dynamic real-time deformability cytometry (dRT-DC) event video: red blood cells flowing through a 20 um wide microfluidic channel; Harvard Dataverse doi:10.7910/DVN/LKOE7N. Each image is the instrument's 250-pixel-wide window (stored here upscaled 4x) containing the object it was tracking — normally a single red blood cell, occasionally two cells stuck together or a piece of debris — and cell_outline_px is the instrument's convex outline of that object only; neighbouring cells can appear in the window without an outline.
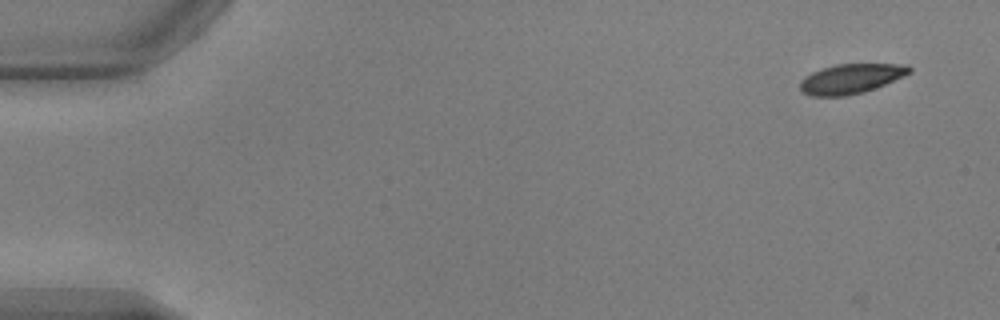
{"species": "common noctule bat (a hibernating species)", "species_latin": "Nyctalus noctula", "temperature_condition": "warm", "stored_images_in_passage": 51, "camera_frame_rate_fps": 3000, "um_per_image_px": 0.085, "animal": {"sex": "male", "body_mass_g": 17.9, "forearm_length_mm": 54.2}, "frame": {"image": 1, "passage_image": 1, "time_ms": 0.0, "image_size_px": [1000, 320], "cell_outline_px": [[912, 72], [876, 88], [864, 92], [844, 96], [812, 96], [800, 92], [800, 80], [804, 76], [812, 72], [836, 64], [908, 64], [912, 68]], "centroid_in_image_um": [72.32, 6.69], "position_along_channel_um": 12.7, "area_um2": 19.02}}
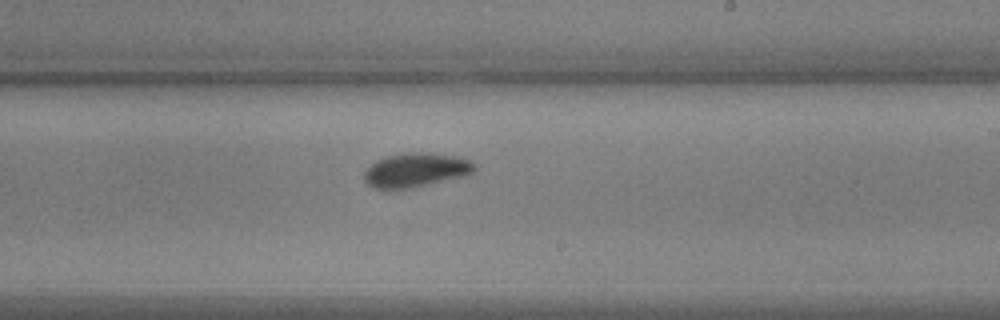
{"frame": {"image": 2, "passage_image": 30, "time_ms": 9.667, "image_size_px": [1000, 320], "cell_outline_px": [[476, 168], [472, 172], [464, 176], [412, 188], [372, 188], [364, 180], [364, 172], [376, 160], [388, 156], [416, 152], [428, 152], [460, 156], [472, 160], [476, 164]], "centroid_in_image_um": [35.4, 14.44], "position_along_channel_um": 253.6, "area_um2": 21.91}}
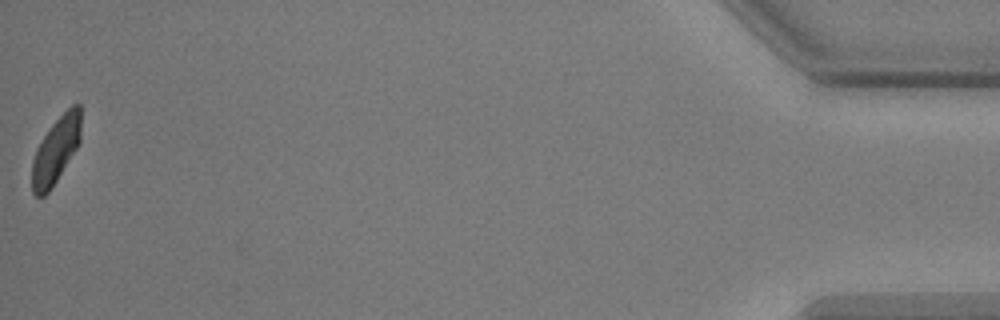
{"frame": {"image": 3, "passage_image": 51, "time_ms": 16.667, "image_size_px": [1000, 320], "cell_outline_px": [[80, 140], [76, 148], [56, 180], [48, 192], [44, 196], [36, 196], [32, 192], [32, 160], [36, 148], [52, 124], [72, 104], [80, 104]], "centroid_in_image_um": [4.73, 12.77], "position_along_channel_um": 430.5, "area_um2": 18.5}, "authors_computed_cell_mechanics": {"area_um2": 20.4034, "velocity_mm_per_s": 3.8245, "shape_relaxation_time_tau1_ms": 2.3679, "shape_relaxation_time_tau2_ms": 3.3812, "deformation_change_tau1": 0.1039, "deformation_change_tau2": 0.0621}}